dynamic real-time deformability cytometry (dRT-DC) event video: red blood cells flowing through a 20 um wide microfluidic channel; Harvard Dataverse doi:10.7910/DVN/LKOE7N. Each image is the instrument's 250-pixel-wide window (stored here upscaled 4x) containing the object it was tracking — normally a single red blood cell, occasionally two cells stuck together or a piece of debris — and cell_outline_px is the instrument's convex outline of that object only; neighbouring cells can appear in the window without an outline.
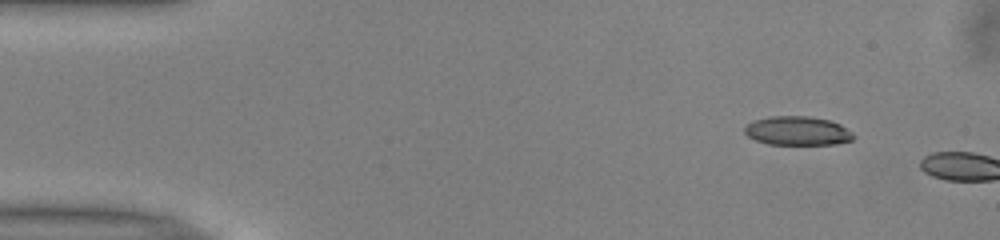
{"species": "common noctule bat (a hibernating species)", "species_latin": "Nyctalus noctula", "temperature_condition": "warm", "stored_images_in_passage": 3, "camera_frame_rate_fps": 3000, "um_per_image_px": 0.085, "animal": {"sex": "male", "body_mass_g": 13.0, "forearm_length_mm": 53.1}, "frame": {"image": 1, "passage_image": 1, "time_ms": 0.0, "image_size_px": [1000, 240], "cell_outline_px": [[856, 136], [852, 140], [836, 144], [768, 144], [756, 140], [748, 136], [744, 132], [744, 128], [748, 124], [756, 120], [772, 116], [808, 116], [828, 120], [840, 124], [852, 132]], "centroid_in_image_um": [67.81, 11.12], "position_along_channel_um": 17.2, "area_um2": 18.21}}